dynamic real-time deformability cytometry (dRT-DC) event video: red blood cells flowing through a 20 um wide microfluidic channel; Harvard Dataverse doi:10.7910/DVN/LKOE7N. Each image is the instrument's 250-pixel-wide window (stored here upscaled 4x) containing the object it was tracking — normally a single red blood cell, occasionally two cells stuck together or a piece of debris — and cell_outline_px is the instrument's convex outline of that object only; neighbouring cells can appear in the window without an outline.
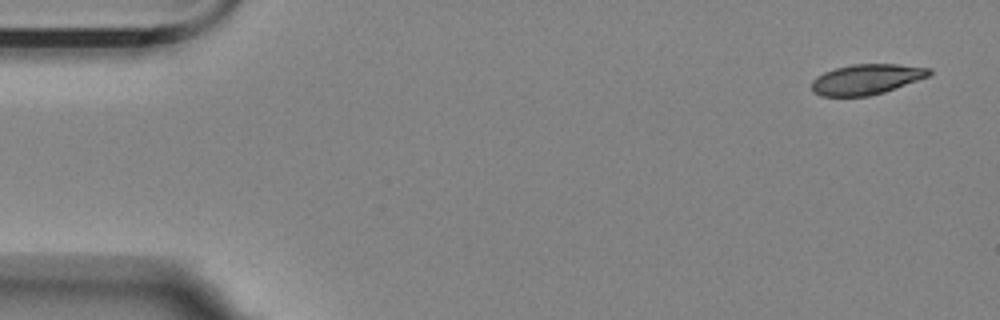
{"species": "Egyptian fruit bat (a non-hibernating species)", "species_latin": "Rousettus aegyptiacus", "temperature_condition": "room temperature", "stored_images_in_passage": 4, "camera_frame_rate_fps": 3000, "um_per_image_px": 0.085, "animal": {"sex": "female"}, "frame": {"image": 1, "passage_image": 1, "time_ms": 0.0, "image_size_px": [1000, 320], "cell_outline_px": [[932, 72], [928, 76], [884, 92], [868, 96], [820, 96], [812, 92], [812, 80], [816, 76], [824, 72], [836, 68], [852, 64], [900, 64], [932, 68]], "centroid_in_image_um": [73.63, 6.73], "position_along_channel_um": 11.4, "area_um2": 20.75}}
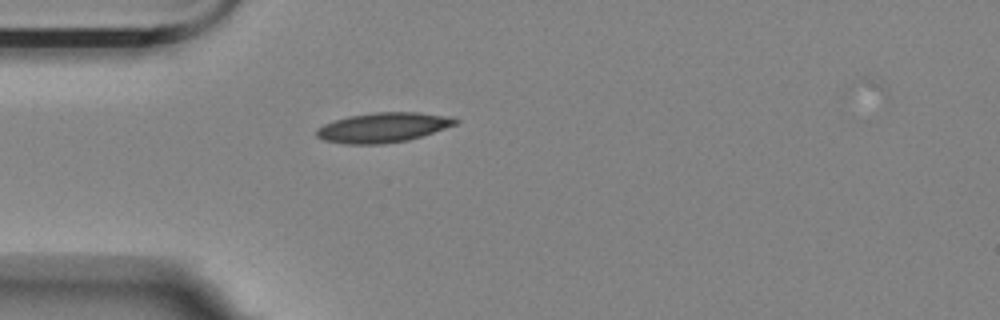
{"frame": {"image": 2, "passage_image": 4, "time_ms": 4.333, "image_size_px": [1000, 320], "cell_outline_px": [[460, 120], [456, 124], [408, 140], [380, 144], [344, 144], [324, 140], [316, 136], [316, 128], [324, 124], [348, 116], [376, 112], [420, 112], [452, 116]], "centroid_in_image_um": [32.56, 10.83], "position_along_channel_um": 52.4, "area_um2": 24.04}}